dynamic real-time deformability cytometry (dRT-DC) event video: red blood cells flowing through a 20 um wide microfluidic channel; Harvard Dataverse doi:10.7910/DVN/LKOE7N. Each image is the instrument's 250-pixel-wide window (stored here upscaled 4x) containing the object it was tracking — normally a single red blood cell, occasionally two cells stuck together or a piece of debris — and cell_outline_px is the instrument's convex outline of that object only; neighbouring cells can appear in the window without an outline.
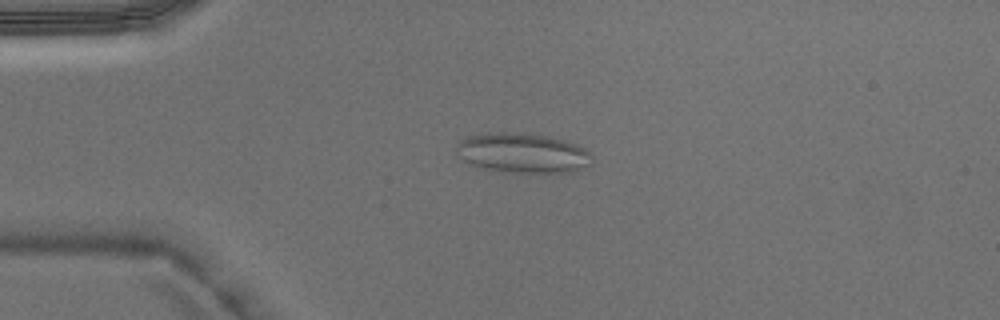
{"species": "Egyptian fruit bat (a non-hibernating species)", "species_latin": "Rousettus aegyptiacus", "temperature_condition": "warm", "stored_images_in_passage": 6, "camera_frame_rate_fps": 3000, "um_per_image_px": 0.085, "animal": {"sex": "male"}, "frame": {"image": 1, "passage_image": 3, "time_ms": 0.667, "image_size_px": [1000, 320], "cell_outline_px": [[592, 156], [588, 164], [572, 172], [504, 172], [480, 168], [464, 160], [460, 156], [456, 148], [456, 144], [464, 136], [488, 132], [520, 132], [548, 136], [564, 140], [576, 144], [584, 148]], "centroid_in_image_um": [44.36, 12.98], "position_along_channel_um": 40.6, "area_um2": 31.5}}